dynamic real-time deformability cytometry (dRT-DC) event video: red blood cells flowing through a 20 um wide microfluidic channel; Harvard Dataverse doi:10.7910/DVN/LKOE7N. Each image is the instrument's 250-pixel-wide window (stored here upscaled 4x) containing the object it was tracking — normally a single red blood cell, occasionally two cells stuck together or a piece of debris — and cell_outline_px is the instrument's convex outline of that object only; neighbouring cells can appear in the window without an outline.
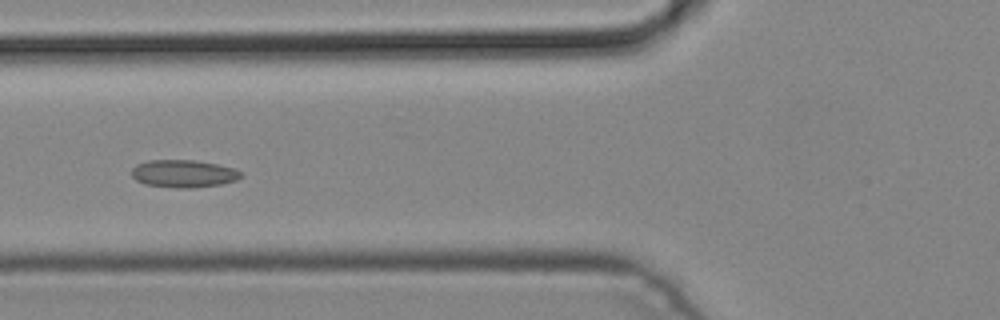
{"species": "common noctule bat (a hibernating species)", "species_latin": "Nyctalus noctula", "temperature_condition": "cold", "stored_images_in_passage": 5, "camera_frame_rate_fps": 3000, "um_per_image_px": 0.085, "animal": {"sex": "male", "body_mass_g": 19.2, "forearm_length_mm": 51.8}, "frame": {"image": 1, "passage_image": 5, "time_ms": 1.333, "image_size_px": [1000, 320], "cell_outline_px": [[244, 176], [236, 180], [220, 184], [192, 188], [176, 188], [144, 184], [136, 180], [132, 176], [132, 168], [136, 164], [148, 160], [196, 160], [236, 168], [244, 172]], "centroid_in_image_um": [15.63, 14.75], "position_along_channel_um": 110.2, "area_um2": 17.8}}